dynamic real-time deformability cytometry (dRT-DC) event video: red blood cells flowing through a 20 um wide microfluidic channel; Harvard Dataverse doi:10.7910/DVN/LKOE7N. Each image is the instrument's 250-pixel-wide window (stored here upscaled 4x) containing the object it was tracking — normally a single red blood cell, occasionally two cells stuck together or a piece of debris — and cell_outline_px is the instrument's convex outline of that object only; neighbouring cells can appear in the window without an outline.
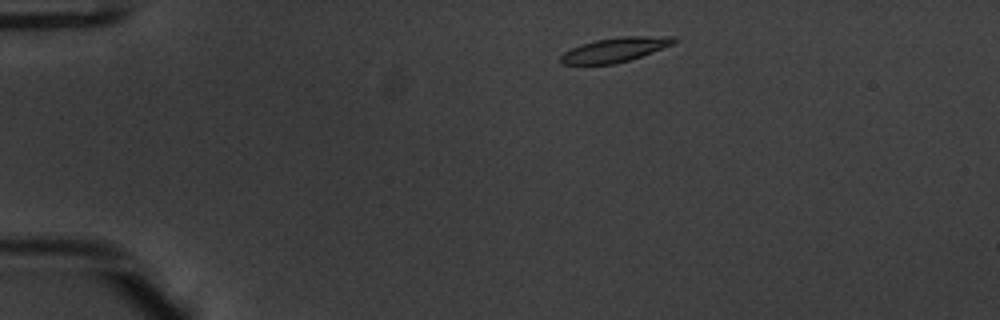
{"species": "common noctule bat (a hibernating species)", "species_latin": "Nyctalus noctula", "temperature_condition": "warm", "stored_images_in_passage": 44, "camera_frame_rate_fps": 3000, "um_per_image_px": 0.085, "animal": {"sex": "male", "body_mass_g": 20.1, "forearm_length_mm": 53.5}, "frame": {"image": 1, "passage_image": 1, "time_ms": 0.0, "image_size_px": [1000, 320], "cell_outline_px": [[680, 40], [672, 44], [652, 52], [616, 64], [560, 64], [560, 56], [564, 52], [580, 44], [596, 40], [620, 36], [676, 36]], "centroid_in_image_um": [52.29, 4.21], "position_along_channel_um": 32.7, "area_um2": 16.13}}
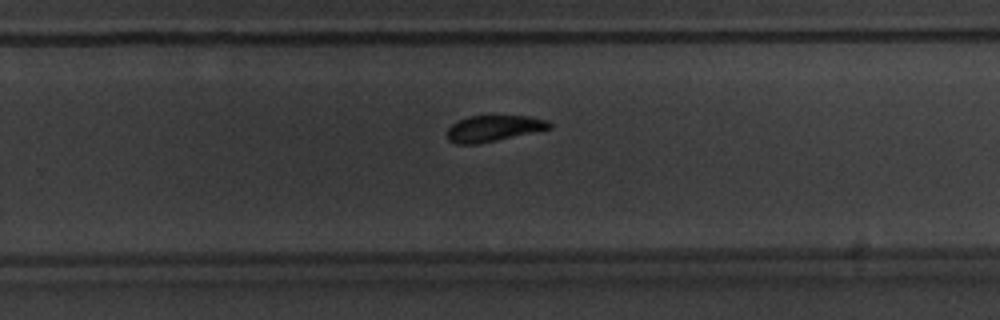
{"frame": {"image": 2, "passage_image": 26, "time_ms": 8.333, "image_size_px": [1000, 320], "cell_outline_px": [[552, 128], [496, 140], [476, 144], [456, 144], [448, 140], [444, 132], [456, 120], [468, 116], [528, 116], [548, 120], [552, 124]], "centroid_in_image_um": [41.9, 10.91], "position_along_channel_um": 287.9, "area_um2": 15.66}}
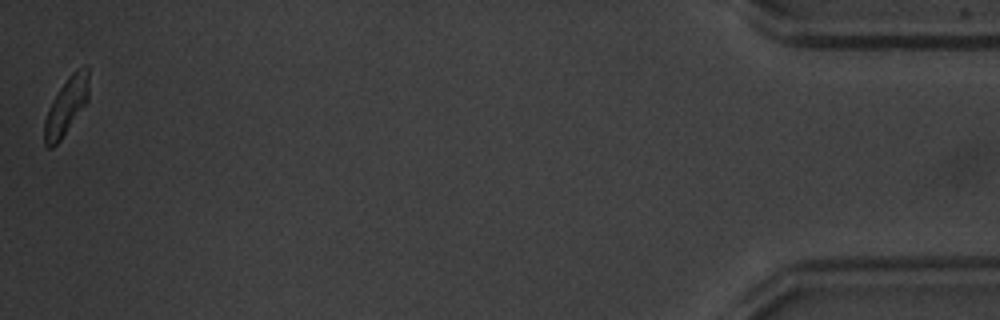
{"frame": {"image": 3, "passage_image": 44, "time_ms": 14.333, "image_size_px": [1000, 320], "cell_outline_px": [[88, 100], [60, 140], [52, 148], [48, 148], [44, 144], [44, 120], [48, 108], [52, 100], [68, 76], [76, 68], [84, 64], [88, 64]], "centroid_in_image_um": [5.63, 8.99], "position_along_channel_um": 429.6, "area_um2": 14.8}, "authors_computed_cell_mechanics": {"area_um2": 16.473, "velocity_mm_per_s": 3.7789, "shape_relaxation_time_tau1_ms": 2.3072, "shape_relaxation_time_tau2_ms": 3.3435, "deformation_change_tau1": 0.1401, "deformation_change_tau2": 0.0902}}